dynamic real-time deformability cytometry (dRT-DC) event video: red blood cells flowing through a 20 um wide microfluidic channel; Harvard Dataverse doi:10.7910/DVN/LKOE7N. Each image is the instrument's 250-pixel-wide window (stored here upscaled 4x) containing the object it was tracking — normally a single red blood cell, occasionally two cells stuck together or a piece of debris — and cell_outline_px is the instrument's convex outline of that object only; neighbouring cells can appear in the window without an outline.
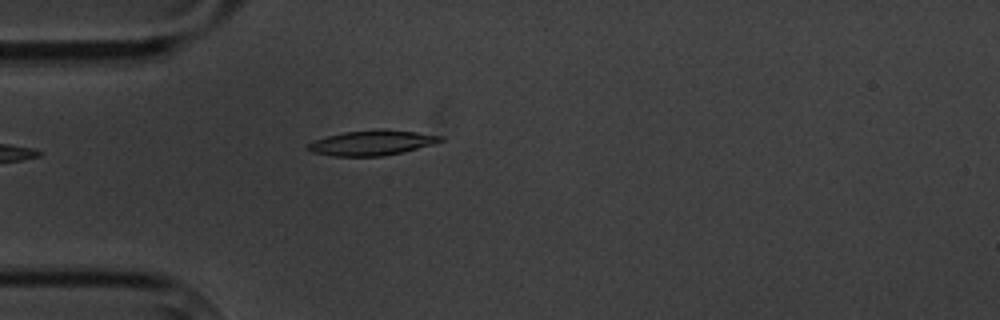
{"species": "common noctule bat (a hibernating species)", "species_latin": "Nyctalus noctula", "temperature_condition": "cold", "stored_images_in_passage": 4, "camera_frame_rate_fps": 3000, "um_per_image_px": 0.085, "animal": {"sex": "male", "body_mass_g": 20.1, "forearm_length_mm": 53.5}, "frame": {"image": 1, "passage_image": 4, "time_ms": 4.333, "image_size_px": [1000, 320], "cell_outline_px": [[444, 140], [432, 144], [384, 156], [332, 156], [312, 152], [304, 148], [312, 140], [344, 132], [384, 128], [416, 132], [444, 136]], "centroid_in_image_um": [31.57, 12.13], "position_along_channel_um": 53.4, "area_um2": 19.36}}